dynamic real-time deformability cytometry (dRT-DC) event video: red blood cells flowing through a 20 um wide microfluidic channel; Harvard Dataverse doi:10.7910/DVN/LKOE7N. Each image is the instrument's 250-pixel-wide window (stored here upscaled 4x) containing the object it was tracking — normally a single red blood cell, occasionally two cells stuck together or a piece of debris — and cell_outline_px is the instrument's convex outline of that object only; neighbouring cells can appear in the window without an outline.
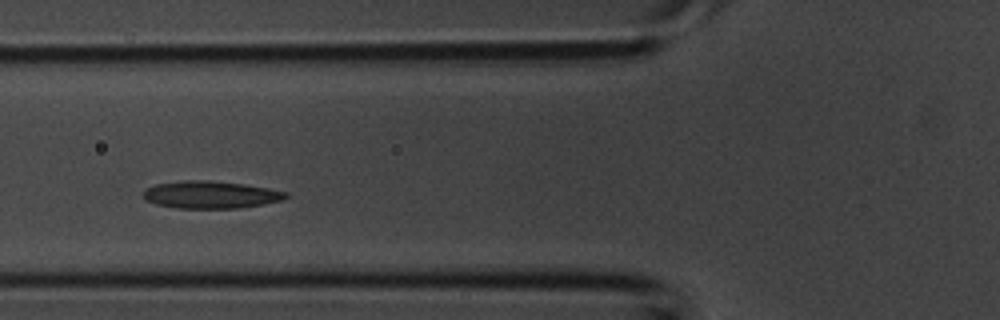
{"species": "common noctule bat (a hibernating species)", "species_latin": "Nyctalus noctula", "temperature_condition": "room temperature", "stored_images_in_passage": 3, "camera_frame_rate_fps": 3000, "um_per_image_px": 0.085, "animal": {"sex": "male", "body_mass_g": 20.1, "forearm_length_mm": 53.5}, "frame": {"image": 1, "passage_image": 3, "time_ms": 0.667, "image_size_px": [1000, 320], "cell_outline_px": [[288, 196], [284, 200], [264, 204], [240, 208], [176, 208], [156, 204], [144, 200], [144, 192], [148, 188], [156, 184], [184, 180], [208, 180], [244, 184], [268, 188], [288, 192]], "centroid_in_image_um": [17.93, 16.55], "position_along_channel_um": 107.9, "area_um2": 22.77}}